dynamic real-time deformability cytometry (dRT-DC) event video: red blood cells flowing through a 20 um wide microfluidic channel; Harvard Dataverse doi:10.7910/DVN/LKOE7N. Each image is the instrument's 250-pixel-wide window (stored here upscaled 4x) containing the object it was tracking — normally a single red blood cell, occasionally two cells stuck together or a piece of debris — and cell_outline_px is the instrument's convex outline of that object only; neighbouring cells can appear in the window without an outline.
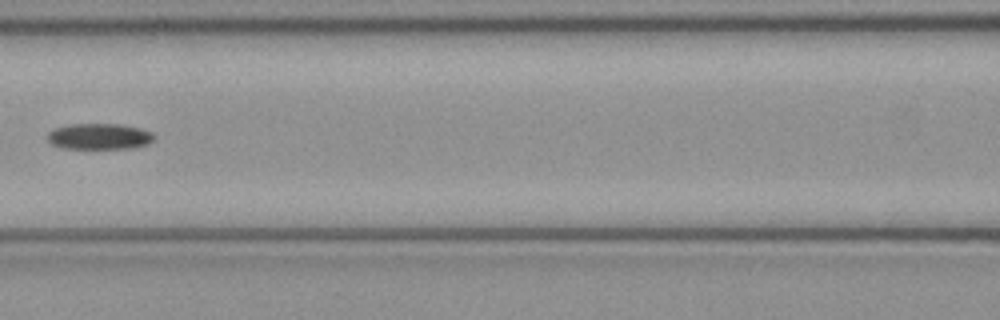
{"species": "common noctule bat (a hibernating species)", "species_latin": "Nyctalus noctula", "temperature_condition": "cold", "stored_images_in_passage": 6, "camera_frame_rate_fps": 3000, "um_per_image_px": 0.085, "animal": {"sex": "female", "body_mass_g": 21.9}, "frame": {"image": 1, "passage_image": 6, "time_ms": 1.667, "image_size_px": [1000, 320], "cell_outline_px": [[156, 136], [148, 144], [128, 148], [60, 148], [52, 144], [48, 140], [48, 132], [56, 128], [68, 124], [120, 124], [140, 128], [152, 132]], "centroid_in_image_um": [8.44, 11.59], "position_along_channel_um": 158.2, "area_um2": 16.07}}